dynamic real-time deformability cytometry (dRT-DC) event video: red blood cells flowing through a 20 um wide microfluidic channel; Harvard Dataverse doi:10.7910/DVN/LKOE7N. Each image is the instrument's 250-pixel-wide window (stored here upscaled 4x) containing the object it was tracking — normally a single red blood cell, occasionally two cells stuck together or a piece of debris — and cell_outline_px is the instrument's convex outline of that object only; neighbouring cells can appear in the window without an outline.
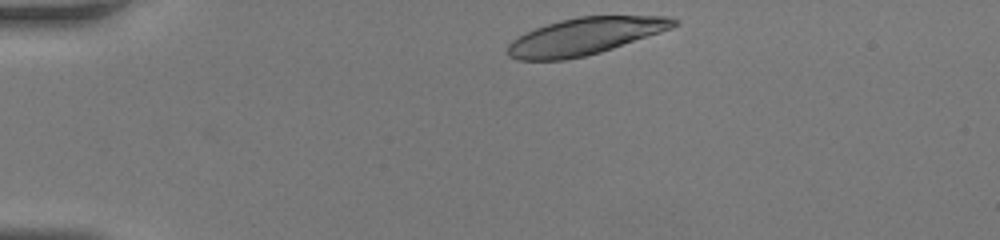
{"species": "human", "species_latin": "Homo sapiens", "temperature_condition": "room temperature", "stored_images_in_passage": 23, "camera_frame_rate_fps": 3000, "um_per_image_px": 0.085, "donor": {"sex": "female"}, "frame": {"image": 1, "passage_image": 1, "time_ms": 0.0, "image_size_px": [1000, 240], "cell_outline_px": [[680, 20], [672, 28], [600, 52], [584, 56], [564, 60], [516, 60], [508, 56], [508, 44], [512, 40], [536, 28], [560, 20], [580, 16], [668, 16]], "centroid_in_image_um": [49.72, 3.08], "position_along_channel_um": 35.3, "area_um2": 35.37}}
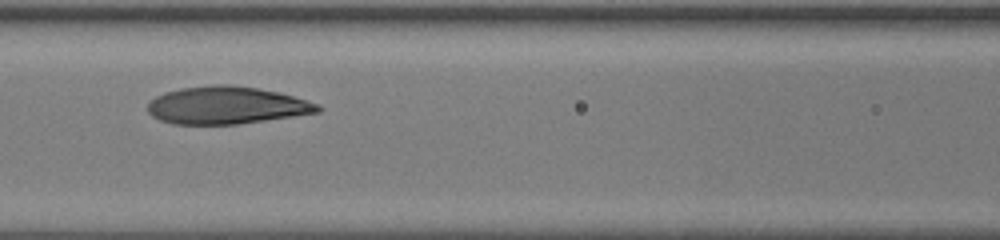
{"frame": {"image": 2, "passage_image": 14, "time_ms": 4.333, "image_size_px": [1000, 240], "cell_outline_px": [[324, 108], [320, 112], [236, 124], [172, 124], [160, 120], [152, 116], [148, 112], [148, 100], [164, 92], [180, 88], [216, 84], [228, 84], [256, 88], [276, 92], [292, 96], [320, 104]], "centroid_in_image_um": [19.22, 8.95], "position_along_channel_um": 147.4, "area_um2": 37.11}}
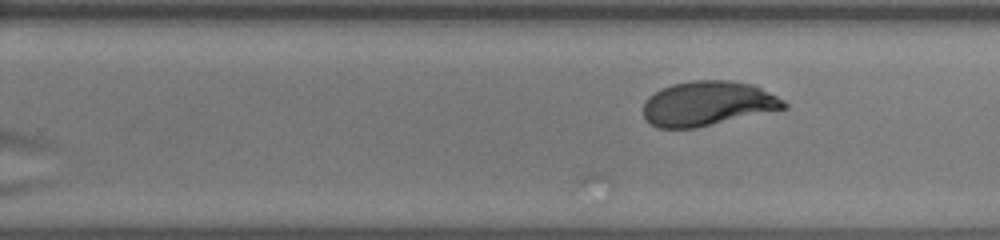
{"frame": {"image": 3, "passage_image": 23, "time_ms": 7.333, "image_size_px": [1000, 240], "cell_outline_px": [[788, 108], [696, 128], [656, 128], [644, 116], [644, 100], [648, 96], [660, 88], [672, 84], [692, 80], [728, 80], [752, 84], [784, 100], [788, 104]], "centroid_in_image_um": [60.14, 8.8], "position_along_channel_um": 269.7, "area_um2": 36.65}}